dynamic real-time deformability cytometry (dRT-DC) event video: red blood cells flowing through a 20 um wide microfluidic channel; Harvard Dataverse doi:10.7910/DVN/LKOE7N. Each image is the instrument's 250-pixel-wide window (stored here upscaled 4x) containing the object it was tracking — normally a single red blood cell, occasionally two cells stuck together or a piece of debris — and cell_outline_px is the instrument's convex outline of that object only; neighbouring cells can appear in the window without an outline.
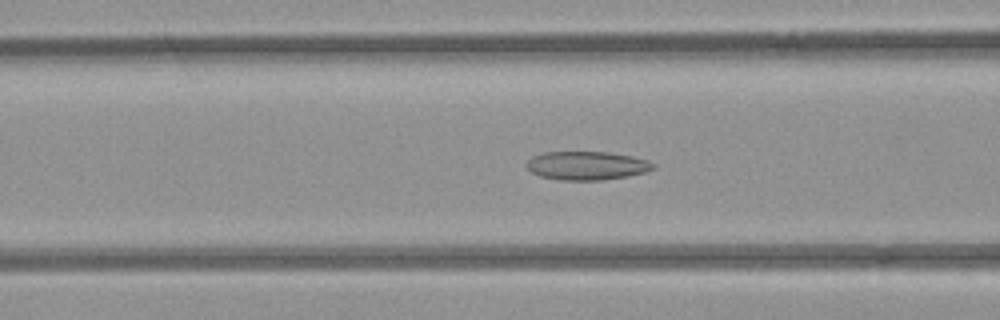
{"species": "common noctule bat (a hibernating species)", "species_latin": "Nyctalus noctula", "temperature_condition": "room temperature", "stored_images_in_passage": 54, "segment_of_instrument_passage": [1, 2], "camera_frame_rate_fps": 3000, "um_per_image_px": 0.085, "animal": {"sex": "female", "body_mass_g": 21.9}, "frame": {"image": 1, "passage_image": 21, "time_ms": 6.667, "image_size_px": [1000, 320], "cell_outline_px": [[656, 168], [644, 172], [628, 176], [604, 180], [560, 180], [540, 176], [532, 172], [524, 164], [532, 156], [544, 152], [608, 152], [632, 156], [648, 160], [656, 164]], "centroid_in_image_um": [49.89, 14.07], "position_along_channel_um": 116.7, "area_um2": 21.21}}
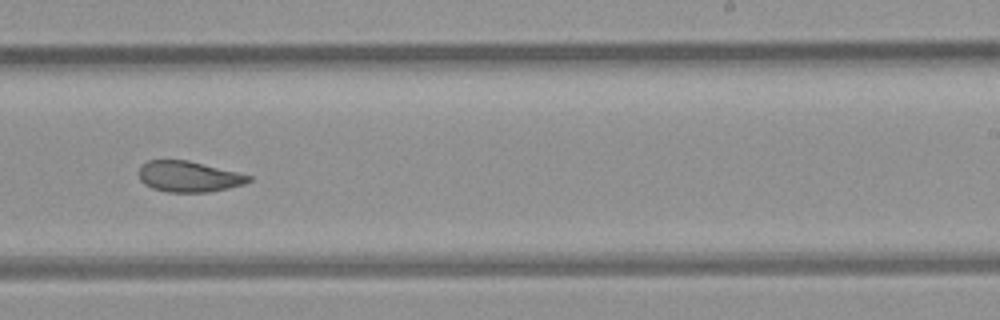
{"frame": {"image": 2, "passage_image": 33, "time_ms": 10.667, "image_size_px": [1000, 320], "cell_outline_px": [[252, 180], [244, 184], [228, 188], [208, 192], [168, 192], [152, 188], [144, 184], [140, 180], [140, 168], [148, 160], [188, 160], [252, 176]], "centroid_in_image_um": [16.05, 15.01], "position_along_channel_um": 273.0, "area_um2": 19.54}}
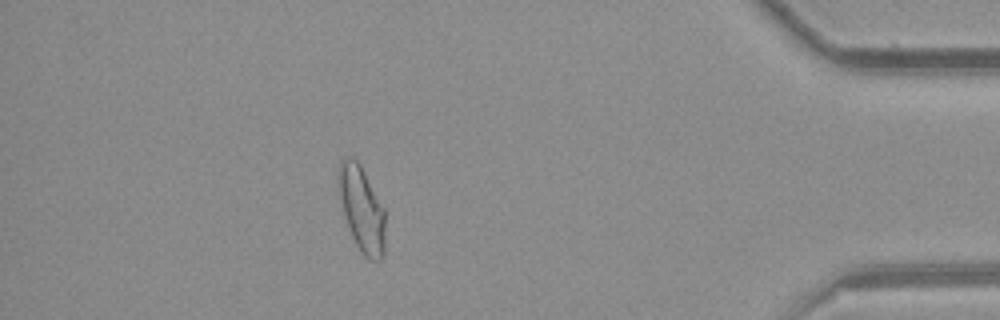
{"frame": {"image": 3, "passage_image": 47, "time_ms": 15.333, "image_size_px": [1000, 320], "cell_outline_px": [[384, 256], [380, 260], [368, 260], [360, 252], [348, 228], [344, 216], [340, 196], [336, 172], [340, 160], [348, 156], [352, 156], [360, 164], [384, 208]], "centroid_in_image_um": [30.72, 17.75], "position_along_channel_um": 404.5, "area_um2": 23.35}}